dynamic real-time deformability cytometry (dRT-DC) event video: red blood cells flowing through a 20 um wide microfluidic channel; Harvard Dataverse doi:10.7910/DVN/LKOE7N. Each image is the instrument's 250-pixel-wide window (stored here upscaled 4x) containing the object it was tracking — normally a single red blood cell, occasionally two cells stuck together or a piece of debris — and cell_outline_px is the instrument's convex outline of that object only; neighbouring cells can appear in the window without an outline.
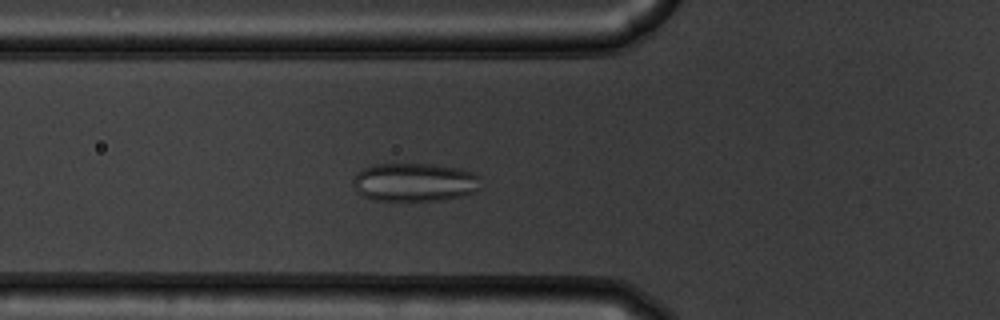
{"species": "common noctule bat (a hibernating species)", "species_latin": "Nyctalus noctula", "temperature_condition": "warm", "stored_images_in_passage": 55, "camera_frame_rate_fps": 3000, "um_per_image_px": 0.085, "animal": {"sex": "male", "body_mass_g": 19.5, "forearm_length_mm": 54.6}, "frame": {"image": 1, "passage_image": 21, "time_ms": 6.667, "image_size_px": [1000, 320], "cell_outline_px": [[480, 188], [476, 192], [464, 196], [444, 200], [372, 200], [356, 192], [352, 184], [352, 180], [356, 172], [372, 164], [432, 164], [460, 168], [476, 172], [480, 176]], "centroid_in_image_um": [35.26, 15.48], "position_along_channel_um": 90.5, "area_um2": 29.19}}
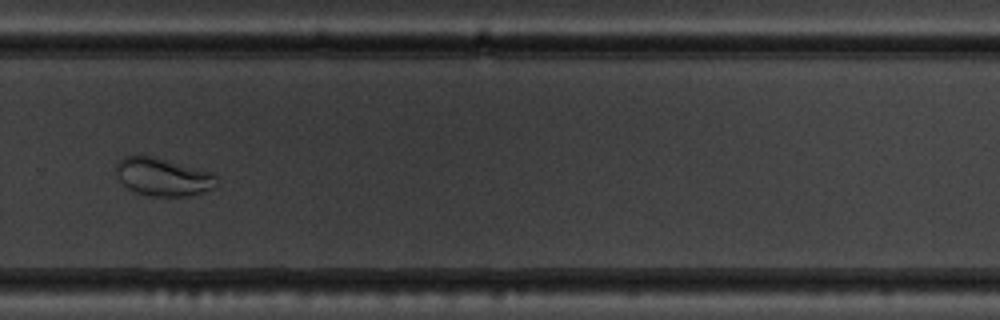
{"frame": {"image": 2, "passage_image": 39, "time_ms": 12.667, "image_size_px": [1000, 320], "cell_outline_px": [[220, 184], [212, 188], [188, 196], [152, 196], [136, 192], [128, 188], [120, 180], [116, 172], [116, 160], [124, 156], [156, 156], [212, 172], [216, 176]], "centroid_in_image_um": [13.86, 15.02], "position_along_channel_um": 315.9, "area_um2": 22.37}}
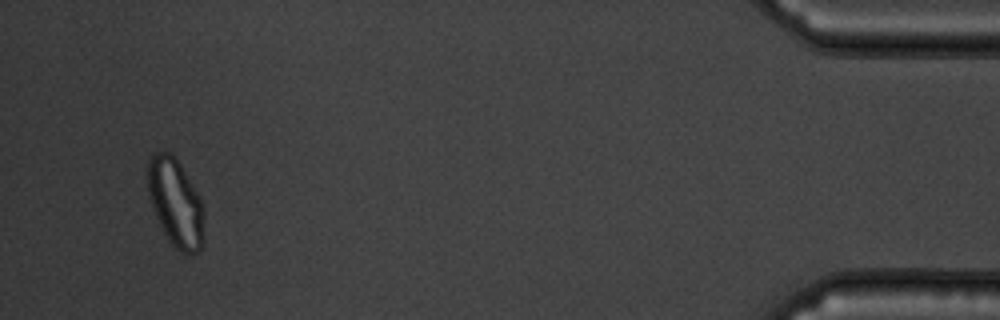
{"frame": {"image": 3, "passage_image": 53, "time_ms": 17.333, "image_size_px": [1000, 320], "cell_outline_px": [[204, 240], [200, 248], [196, 252], [188, 256], [180, 252], [168, 240], [156, 216], [148, 196], [148, 160], [156, 152], [172, 152], [176, 156], [196, 192], [204, 208]], "centroid_in_image_um": [14.94, 17.25], "position_along_channel_um": 420.3, "area_um2": 28.9}}